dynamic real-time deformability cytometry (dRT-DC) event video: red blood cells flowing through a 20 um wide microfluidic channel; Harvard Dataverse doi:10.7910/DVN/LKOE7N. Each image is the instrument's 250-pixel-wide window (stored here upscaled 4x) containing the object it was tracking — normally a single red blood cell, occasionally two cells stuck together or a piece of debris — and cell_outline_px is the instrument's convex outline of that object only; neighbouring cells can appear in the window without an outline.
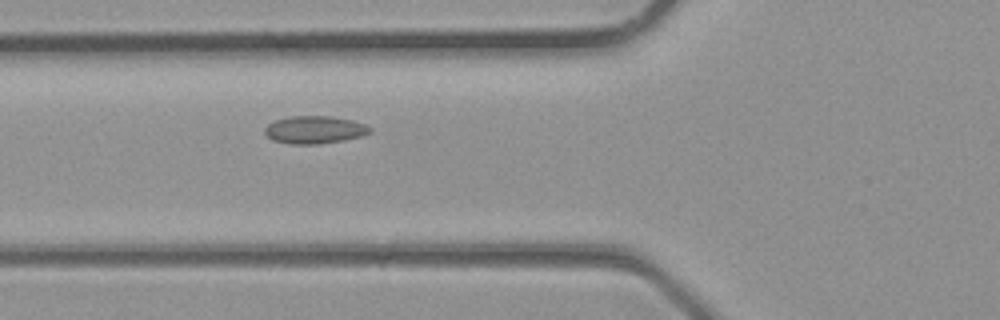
{"species": "common noctule bat (a hibernating species)", "species_latin": "Nyctalus noctula", "temperature_condition": "room temperature", "stored_images_in_passage": 5, "camera_frame_rate_fps": 3000, "um_per_image_px": 0.085, "animal": {"sex": "male", "body_mass_g": 23.1, "forearm_length_mm": 52.7}, "frame": {"image": 1, "passage_image": 4, "time_ms": 1.0, "image_size_px": [1000, 320], "cell_outline_px": [[372, 132], [360, 136], [344, 140], [320, 144], [292, 144], [272, 140], [264, 132], [264, 128], [268, 124], [276, 120], [292, 116], [332, 116], [352, 120], [364, 124], [372, 128]], "centroid_in_image_um": [26.75, 11.03], "position_along_channel_um": 99.1, "area_um2": 16.94}}